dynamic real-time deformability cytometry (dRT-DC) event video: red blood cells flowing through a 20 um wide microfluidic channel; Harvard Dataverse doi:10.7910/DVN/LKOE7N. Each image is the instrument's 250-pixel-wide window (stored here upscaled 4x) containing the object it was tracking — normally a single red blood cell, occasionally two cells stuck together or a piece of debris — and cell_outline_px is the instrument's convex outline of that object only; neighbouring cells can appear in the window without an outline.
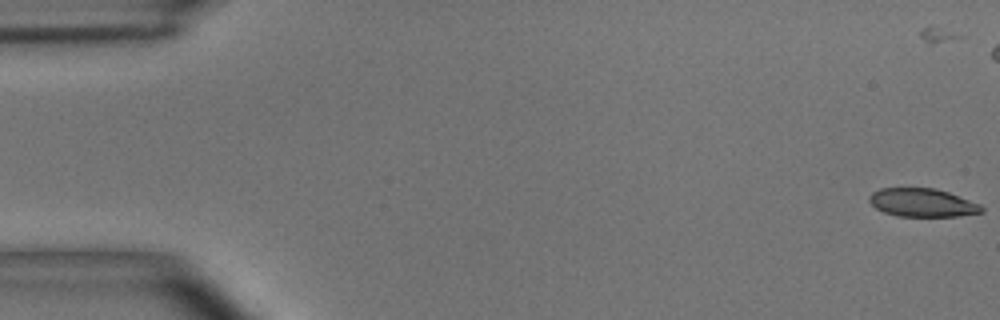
{"species": "common noctule bat (a hibernating species)", "species_latin": "Nyctalus noctula", "temperature_condition": "room temperature", "stored_images_in_passage": 56, "camera_frame_rate_fps": 3000, "um_per_image_px": 0.085, "animal": {"sex": "male", "body_mass_g": 15.6}, "frame": {"image": 1, "passage_image": 1, "time_ms": 0.0, "image_size_px": [1000, 320], "cell_outline_px": [[984, 212], [960, 216], [896, 216], [884, 212], [876, 208], [868, 200], [868, 196], [872, 192], [880, 188], [932, 188], [948, 192], [980, 204], [984, 208]], "centroid_in_image_um": [78.39, 17.23], "position_along_channel_um": 6.6, "area_um2": 18.55}}
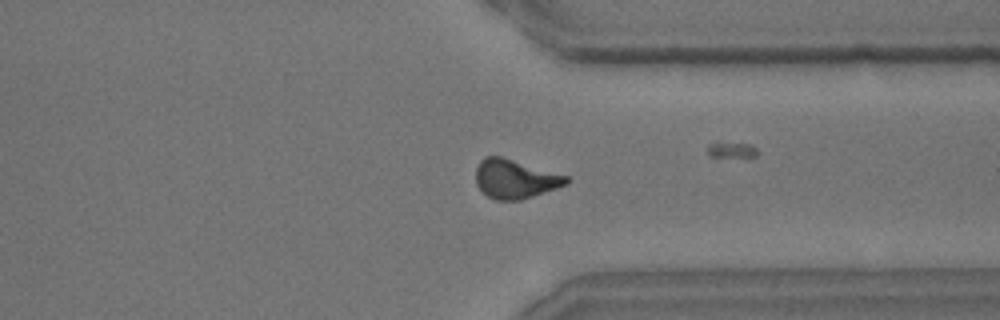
{"frame": {"image": 2, "passage_image": 42, "time_ms": 13.667, "image_size_px": [1000, 320], "cell_outline_px": [[572, 180], [568, 184], [520, 200], [496, 200], [488, 196], [476, 184], [476, 168], [480, 160], [484, 156], [500, 156], [568, 176]], "centroid_in_image_um": [43.78, 15.2], "position_along_channel_um": 367.6, "area_um2": 20.4}}
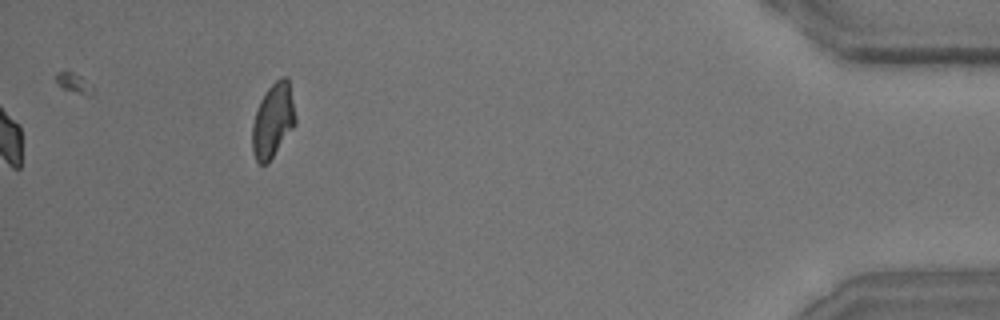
{"frame": {"image": 3, "passage_image": 56, "time_ms": 18.333, "image_size_px": [1000, 320], "cell_outline_px": [[296, 124], [268, 164], [260, 164], [256, 160], [252, 152], [252, 124], [260, 100], [268, 88], [280, 76], [288, 76], [296, 120]], "centroid_in_image_um": [23.2, 10.25], "position_along_channel_um": 412.0, "area_um2": 18.73}, "authors_computed_cell_mechanics": {"area_um2": 20.4034, "velocity_mm_per_s": 3.6675, "shape_relaxation_time_tau1_ms": 6.3652, "shape_relaxation_time_tau2_ms": 2.4412, "deformation_change_tau1": 0.1871, "deformation_change_tau2": 0.0982}}